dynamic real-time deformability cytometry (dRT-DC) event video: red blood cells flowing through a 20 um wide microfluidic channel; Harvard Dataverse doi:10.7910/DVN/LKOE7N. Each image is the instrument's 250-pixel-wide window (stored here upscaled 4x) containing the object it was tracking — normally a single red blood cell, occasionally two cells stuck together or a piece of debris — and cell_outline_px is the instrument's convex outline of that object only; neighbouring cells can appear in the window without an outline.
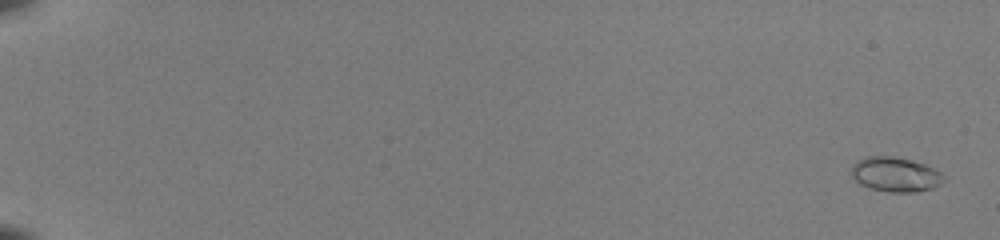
{"species": "common noctule bat (a hibernating species)", "species_latin": "Nyctalus noctula", "temperature_condition": "room temperature", "stored_images_in_passage": 53, "camera_frame_rate_fps": 3000, "um_per_image_px": 0.085, "animal": {"sex": "female", "body_mass_g": 22.0, "forearm_length_mm": 56.7}, "frame": {"image": 1, "passage_image": 2, "time_ms": 0.333, "image_size_px": [1000, 240], "cell_outline_px": [[944, 176], [940, 184], [932, 188], [912, 192], [888, 192], [868, 188], [860, 184], [852, 176], [852, 164], [864, 156], [892, 156], [924, 164], [940, 172]], "centroid_in_image_um": [76.06, 14.83], "position_along_channel_um": 8.9, "area_um2": 18.44}}
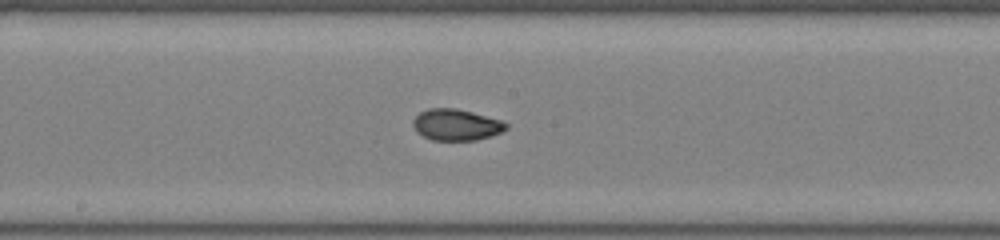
{"frame": {"image": 2, "passage_image": 32, "time_ms": 10.333, "image_size_px": [1000, 240], "cell_outline_px": [[508, 128], [492, 136], [476, 140], [432, 140], [416, 132], [412, 124], [412, 120], [420, 112], [428, 108], [456, 108], [472, 112], [500, 120], [508, 124]], "centroid_in_image_um": [38.76, 10.6], "position_along_channel_um": 209.4, "area_um2": 16.99}}
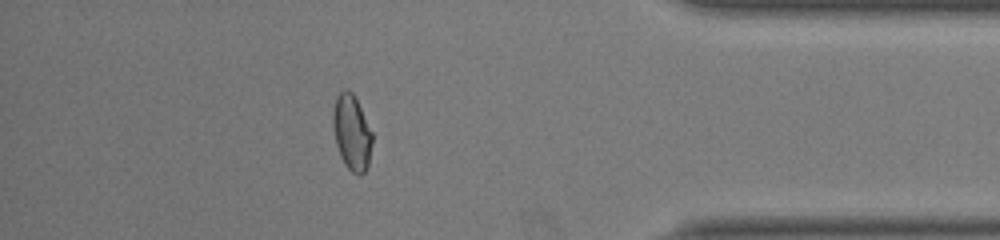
{"frame": {"image": 3, "passage_image": 48, "time_ms": 15.667, "image_size_px": [1000, 240], "cell_outline_px": [[372, 144], [368, 164], [364, 172], [360, 176], [352, 172], [344, 164], [340, 156], [336, 144], [332, 124], [332, 108], [336, 96], [344, 88], [348, 88], [352, 92], [372, 132]], "centroid_in_image_um": [29.87, 11.25], "position_along_channel_um": 405.3, "area_um2": 17.34}, "authors_computed_cell_mechanics": {"area_um2": 17.051, "velocity_mm_per_s": 4.1001, "shape_relaxation_time_tau1_ms": 9.9437, "shape_relaxation_time_tau2_ms": null, "deformation_change_tau1": 0.2352, "deformation_change_tau2": null}}